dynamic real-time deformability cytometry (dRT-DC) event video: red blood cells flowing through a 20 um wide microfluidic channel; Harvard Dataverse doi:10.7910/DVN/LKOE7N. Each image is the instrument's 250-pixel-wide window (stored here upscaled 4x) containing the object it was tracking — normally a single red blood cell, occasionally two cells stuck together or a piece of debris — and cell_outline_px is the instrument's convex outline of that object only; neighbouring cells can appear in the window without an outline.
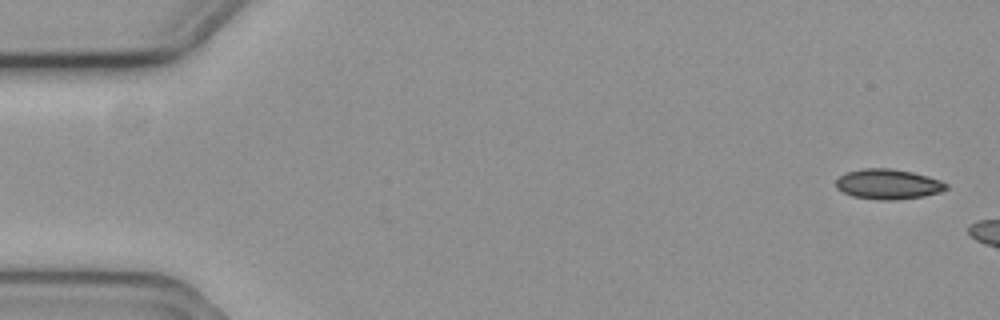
{"species": "common noctule bat (a hibernating species)", "species_latin": "Nyctalus noctula", "temperature_condition": "cold", "stored_images_in_passage": 3, "camera_frame_rate_fps": 3000, "um_per_image_px": 0.085, "animal": {"sex": "female", "body_mass_g": 19.3, "forearm_length_mm": 54.1}, "frame": {"image": 1, "passage_image": 1, "time_ms": 0.0, "image_size_px": [1000, 320], "cell_outline_px": [[948, 188], [940, 192], [924, 196], [896, 200], [880, 200], [852, 196], [836, 188], [836, 180], [840, 176], [848, 172], [864, 168], [892, 168], [912, 172], [928, 176], [940, 180], [948, 184]], "centroid_in_image_um": [75.51, 15.65], "position_along_channel_um": 9.5, "area_um2": 19.36}}